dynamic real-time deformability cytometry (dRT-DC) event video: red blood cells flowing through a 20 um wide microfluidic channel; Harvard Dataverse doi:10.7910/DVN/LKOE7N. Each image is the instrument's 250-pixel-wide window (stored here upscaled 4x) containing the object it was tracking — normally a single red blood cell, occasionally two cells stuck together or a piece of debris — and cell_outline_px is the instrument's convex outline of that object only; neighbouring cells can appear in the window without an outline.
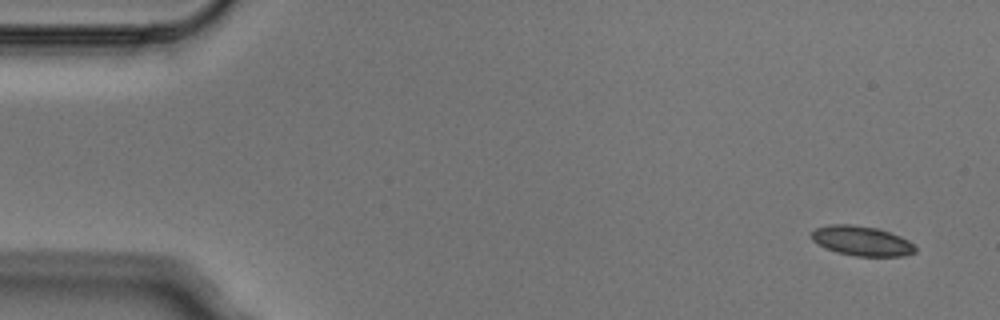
{"species": "Egyptian fruit bat (a non-hibernating species)", "species_latin": "Rousettus aegyptiacus", "temperature_condition": "cold", "stored_images_in_passage": 4, "camera_frame_rate_fps": 3000, "um_per_image_px": 0.085, "animal": {"sex": "male"}, "frame": {"image": 1, "passage_image": 1, "time_ms": 0.0, "image_size_px": [1000, 320], "cell_outline_px": [[916, 252], [900, 256], [856, 256], [836, 252], [812, 240], [812, 232], [816, 228], [832, 224], [852, 224], [876, 228], [900, 236], [908, 240], [916, 248]], "centroid_in_image_um": [73.26, 20.47], "position_along_channel_um": 11.7, "area_um2": 17.69}}
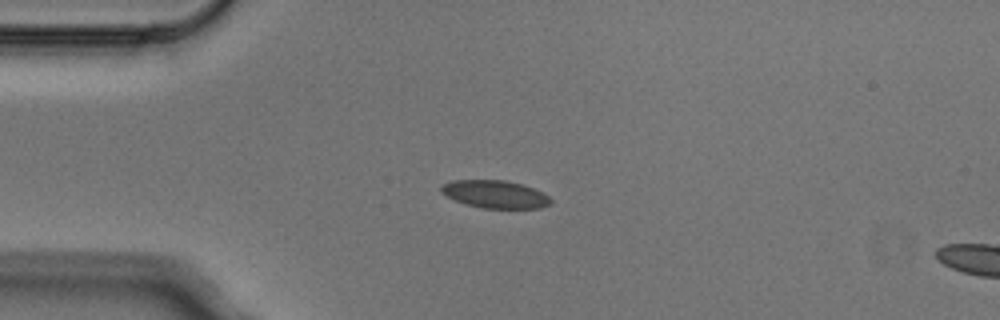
{"frame": {"image": 2, "passage_image": 3, "time_ms": 0.667, "image_size_px": [1000, 320], "cell_outline_px": [[552, 204], [540, 208], [484, 208], [464, 204], [440, 192], [440, 188], [444, 184], [452, 180], [504, 180], [520, 184], [544, 192], [552, 200]], "centroid_in_image_um": [42.1, 16.51], "position_along_channel_um": 42.9, "area_um2": 17.63}}